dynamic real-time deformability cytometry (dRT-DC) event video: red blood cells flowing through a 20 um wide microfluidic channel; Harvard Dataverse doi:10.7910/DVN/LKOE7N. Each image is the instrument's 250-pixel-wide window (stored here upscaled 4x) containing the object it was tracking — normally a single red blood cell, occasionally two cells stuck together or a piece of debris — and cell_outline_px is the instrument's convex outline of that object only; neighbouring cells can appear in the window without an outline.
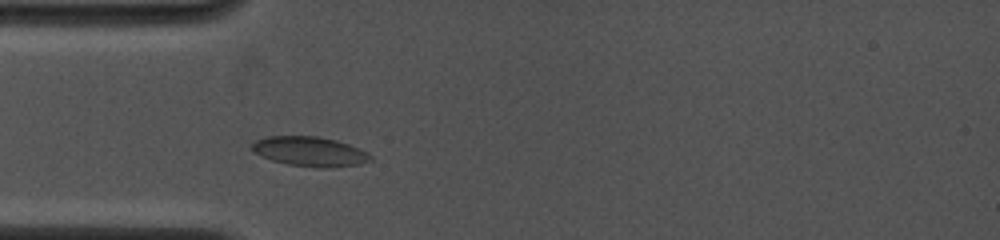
{"species": "common noctule bat (a hibernating species)", "species_latin": "Nyctalus noctula", "temperature_condition": "cold", "stored_images_in_passage": 4, "camera_frame_rate_fps": 4000, "um_per_image_px": 0.085, "animal": {"sex": "female", "body_mass_g": 19.0, "forearm_length_mm": 53.3}, "frame": {"image": 1, "passage_image": 4, "time_ms": 2.0, "image_size_px": [1000, 240], "cell_outline_px": [[372, 160], [360, 164], [324, 168], [288, 164], [272, 160], [256, 152], [252, 148], [252, 144], [256, 140], [268, 136], [316, 136], [336, 140], [348, 144], [368, 152], [372, 156]], "centroid_in_image_um": [26.38, 12.87], "position_along_channel_um": 58.6, "area_um2": 20.17}}